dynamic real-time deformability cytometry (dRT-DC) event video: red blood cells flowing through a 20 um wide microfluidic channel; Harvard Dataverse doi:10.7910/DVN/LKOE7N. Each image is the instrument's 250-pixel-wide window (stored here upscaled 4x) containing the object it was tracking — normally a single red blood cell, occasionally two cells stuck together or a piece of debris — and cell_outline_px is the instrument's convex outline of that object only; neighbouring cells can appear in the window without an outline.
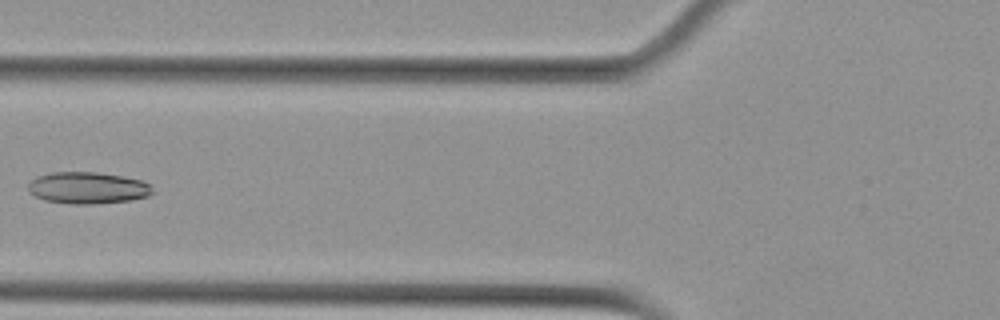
{"species": "Egyptian fruit bat (a non-hibernating species)", "species_latin": "Rousettus aegyptiacus", "temperature_condition": "cold", "stored_images_in_passage": 8, "camera_frame_rate_fps": 3000, "um_per_image_px": 0.085, "animal": {"sex": "female"}, "frame": {"image": 1, "passage_image": 3, "time_ms": 0.667, "image_size_px": [1000, 320], "cell_outline_px": [[152, 192], [148, 196], [132, 200], [92, 204], [72, 204], [44, 200], [28, 192], [28, 184], [36, 176], [52, 172], [96, 172], [124, 176], [140, 180], [152, 184]], "centroid_in_image_um": [7.45, 15.96], "position_along_channel_um": 118.3, "area_um2": 23.12}}
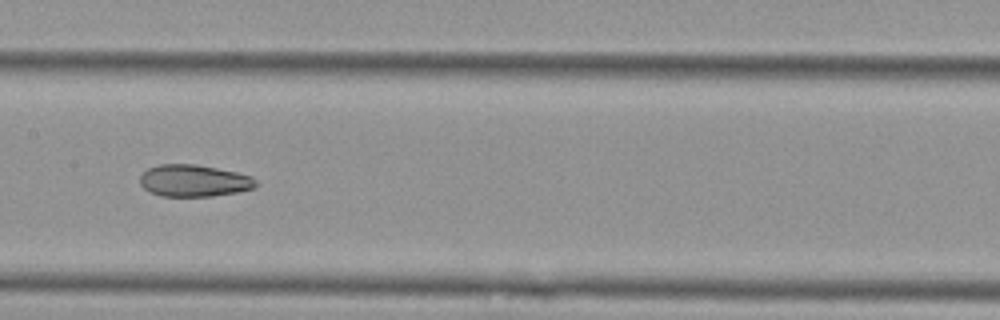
{"frame": {"image": 2, "passage_image": 5, "time_ms": 1.333, "image_size_px": [1000, 320], "cell_outline_px": [[260, 184], [256, 188], [236, 192], [212, 196], [160, 196], [148, 192], [140, 184], [140, 176], [148, 168], [160, 164], [196, 164], [236, 172], [252, 176]], "centroid_in_image_um": [16.5, 15.36], "position_along_channel_um": 190.9, "area_um2": 21.73}}
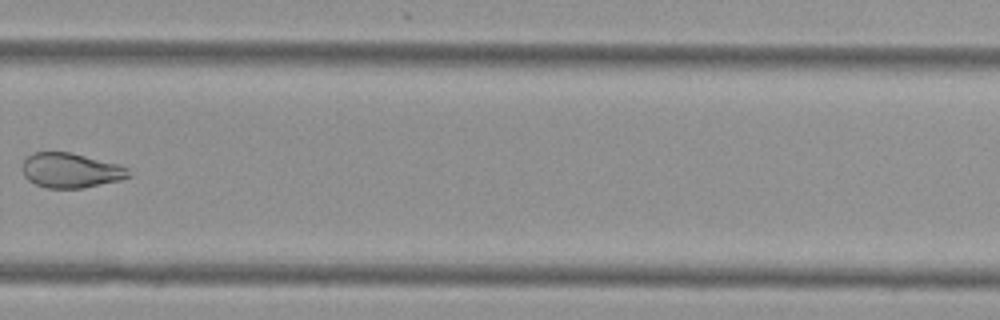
{"frame": {"image": 3, "passage_image": 8, "time_ms": 2.333, "image_size_px": [1000, 320], "cell_outline_px": [[132, 176], [120, 180], [84, 188], [48, 188], [36, 184], [28, 180], [24, 176], [20, 168], [24, 160], [32, 152], [72, 152], [120, 164], [128, 168]], "centroid_in_image_um": [6.02, 14.48], "position_along_channel_um": 323.8, "area_um2": 21.91}}